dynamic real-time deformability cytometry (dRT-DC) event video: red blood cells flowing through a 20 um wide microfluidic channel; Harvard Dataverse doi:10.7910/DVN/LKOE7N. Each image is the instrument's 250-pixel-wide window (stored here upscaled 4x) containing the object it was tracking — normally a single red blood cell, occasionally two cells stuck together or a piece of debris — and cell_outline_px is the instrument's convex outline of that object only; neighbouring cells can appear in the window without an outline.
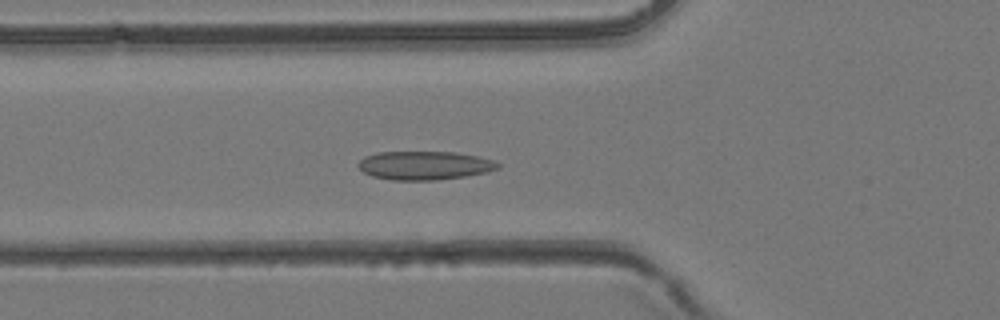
{"species": "common noctule bat (a hibernating species)", "species_latin": "Nyctalus noctula", "temperature_condition": "room temperature", "stored_images_in_passage": 44, "camera_frame_rate_fps": 3000, "um_per_image_px": 0.085, "animal": {"sex": "female", "body_mass_g": 24.6, "forearm_length_mm": 56.2}, "frame": {"image": 1, "passage_image": 16, "time_ms": 5.0, "image_size_px": [1000, 320], "cell_outline_px": [[500, 168], [488, 172], [464, 176], [436, 180], [392, 180], [372, 176], [364, 172], [356, 164], [364, 156], [376, 152], [452, 152], [476, 156], [492, 160], [500, 164]], "centroid_in_image_um": [36.06, 14.06], "position_along_channel_um": 89.7, "area_um2": 23.24}}
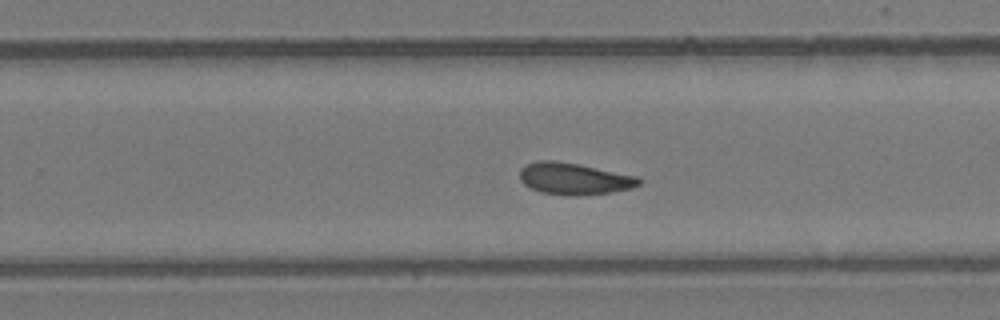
{"frame": {"image": 2, "passage_image": 28, "time_ms": 9.0, "image_size_px": [1000, 320], "cell_outline_px": [[644, 180], [640, 184], [632, 188], [612, 192], [580, 196], [568, 196], [540, 192], [524, 184], [520, 180], [520, 168], [528, 164], [540, 160], [552, 160], [576, 164], [636, 176]], "centroid_in_image_um": [48.8, 15.21], "position_along_channel_um": 281.0, "area_um2": 21.96}}
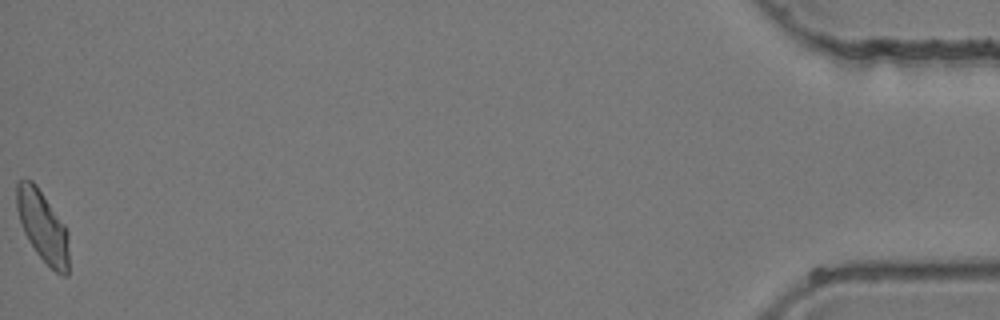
{"frame": {"image": 3, "passage_image": 44, "time_ms": 14.333, "image_size_px": [1000, 320], "cell_outline_px": [[68, 276], [64, 276], [56, 272], [36, 252], [28, 240], [24, 232], [16, 208], [16, 184], [20, 180], [32, 180], [36, 184], [64, 224], [68, 232]], "centroid_in_image_um": [3.63, 19.23], "position_along_channel_um": 431.6, "area_um2": 21.44}}